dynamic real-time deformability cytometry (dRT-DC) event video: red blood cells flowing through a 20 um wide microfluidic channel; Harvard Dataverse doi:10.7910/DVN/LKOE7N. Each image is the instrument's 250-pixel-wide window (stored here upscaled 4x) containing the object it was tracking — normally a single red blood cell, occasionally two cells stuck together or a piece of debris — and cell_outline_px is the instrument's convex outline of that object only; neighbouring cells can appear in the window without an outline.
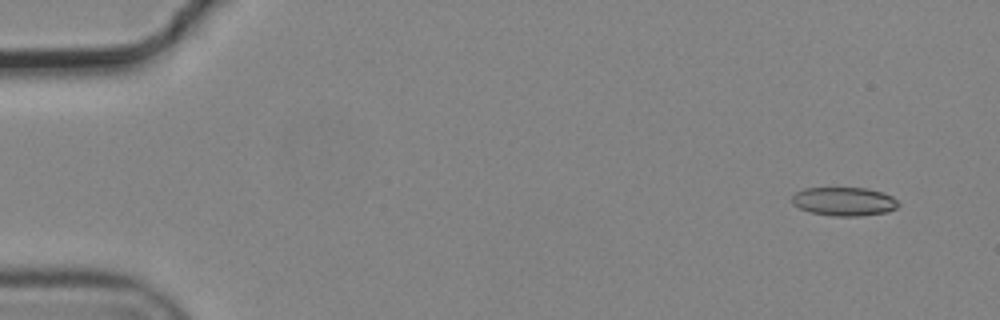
{"species": "common noctule bat (a hibernating species)", "species_latin": "Nyctalus noctula", "temperature_condition": "cold", "stored_images_in_passage": 5, "camera_frame_rate_fps": 3000, "um_per_image_px": 0.085, "animal": {"sex": "male", "body_mass_g": 19.2, "forearm_length_mm": 51.8}, "frame": {"image": 1, "passage_image": 1, "time_ms": 0.0, "image_size_px": [1000, 320], "cell_outline_px": [[900, 204], [896, 208], [888, 212], [860, 216], [832, 216], [808, 212], [792, 204], [792, 196], [796, 192], [804, 188], [868, 188], [892, 196]], "centroid_in_image_um": [71.73, 17.13], "position_along_channel_um": 13.3, "area_um2": 17.86}}